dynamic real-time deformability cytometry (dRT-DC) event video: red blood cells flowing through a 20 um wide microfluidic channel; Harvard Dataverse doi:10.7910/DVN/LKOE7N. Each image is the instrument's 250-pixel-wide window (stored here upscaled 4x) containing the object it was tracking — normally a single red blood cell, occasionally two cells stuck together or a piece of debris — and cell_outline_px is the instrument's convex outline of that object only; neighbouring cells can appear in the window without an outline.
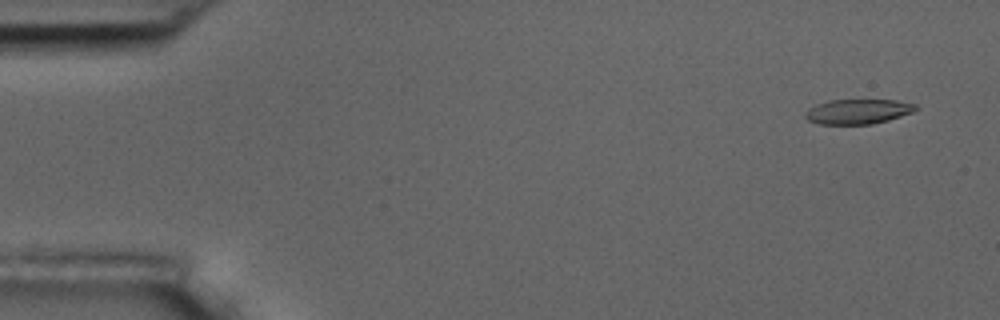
{"species": "common noctule bat (a hibernating species)", "species_latin": "Nyctalus noctula", "temperature_condition": "room temperature", "stored_images_in_passage": 5, "camera_frame_rate_fps": 3000, "um_per_image_px": 0.085, "animal": {"sex": "male", "body_mass_g": 17.5, "forearm_length_mm": 52.3}, "frame": {"image": 1, "passage_image": 1, "time_ms": 0.0, "image_size_px": [1000, 320], "cell_outline_px": [[920, 108], [912, 112], [888, 120], [872, 124], [816, 124], [808, 120], [804, 116], [804, 112], [808, 108], [816, 104], [828, 100], [896, 100], [916, 104]], "centroid_in_image_um": [72.9, 9.48], "position_along_channel_um": 12.1, "area_um2": 16.13}}
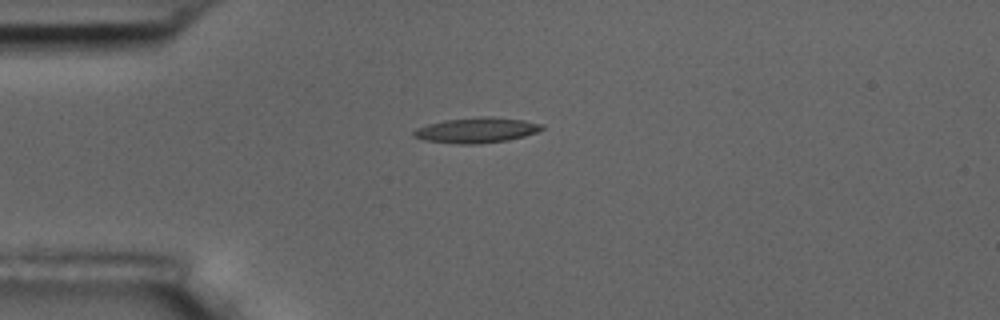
{"frame": {"image": 2, "passage_image": 4, "time_ms": 3.667, "image_size_px": [1000, 320], "cell_outline_px": [[544, 128], [536, 132], [524, 136], [508, 140], [476, 144], [460, 144], [424, 140], [412, 136], [412, 132], [416, 128], [428, 124], [444, 120], [480, 116], [492, 116], [524, 120], [544, 124]], "centroid_in_image_um": [40.5, 11.05], "position_along_channel_um": 44.5, "area_um2": 19.02}}